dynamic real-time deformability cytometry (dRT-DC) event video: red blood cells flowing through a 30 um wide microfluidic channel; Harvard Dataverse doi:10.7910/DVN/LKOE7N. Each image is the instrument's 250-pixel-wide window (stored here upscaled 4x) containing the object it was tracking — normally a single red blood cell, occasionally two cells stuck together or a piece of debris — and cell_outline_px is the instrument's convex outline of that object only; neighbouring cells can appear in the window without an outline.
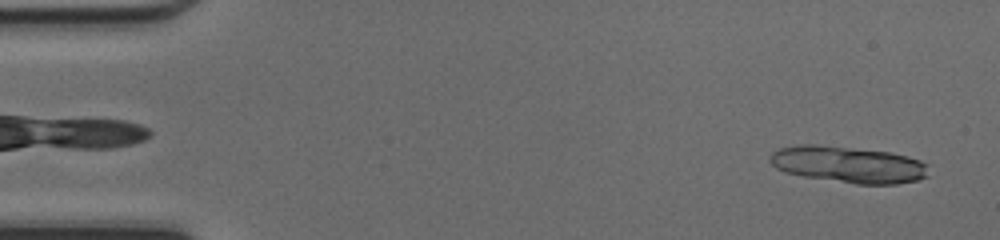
{"species": "common noctule bat (a hibernating species)", "species_latin": "Nyctalus noctula", "temperature_condition": "cold", "stored_images_in_passage": 37, "camera_frame_rate_fps": 3000, "um_per_image_px": 0.085, "animal": {"sex": "female", "body_mass_g": 17.0, "forearm_length_mm": 48.0}, "frame": {"image": 1, "passage_image": 3, "time_ms": 0.667, "image_size_px": [1000, 240], "cell_outline_px": [[928, 176], [916, 180], [896, 184], [856, 184], [804, 176], [784, 172], [776, 168], [768, 160], [768, 156], [772, 152], [780, 148], [800, 144], [816, 144], [888, 152], [908, 156], [920, 160], [928, 164]], "centroid_in_image_um": [72.09, 13.98], "position_along_channel_um": 12.9, "area_um2": 33.81}}
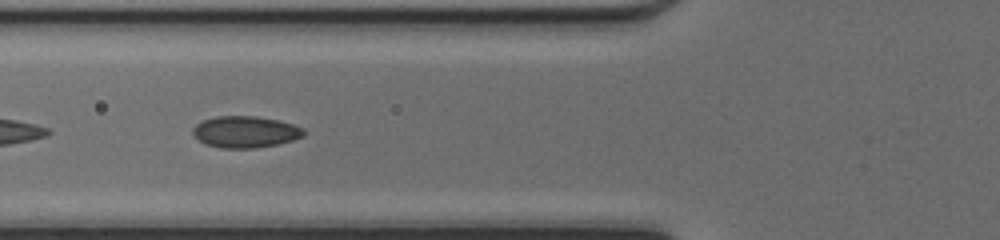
{"frame": {"image": 2, "passage_image": 19, "time_ms": 6.0, "image_size_px": [1000, 240], "cell_outline_px": [[304, 136], [292, 140], [276, 144], [256, 148], [220, 148], [204, 144], [192, 132], [192, 128], [196, 124], [204, 120], [216, 116], [256, 116], [280, 120], [304, 128]], "centroid_in_image_um": [20.85, 11.2], "position_along_channel_um": 104.9, "area_um2": 20.4}}
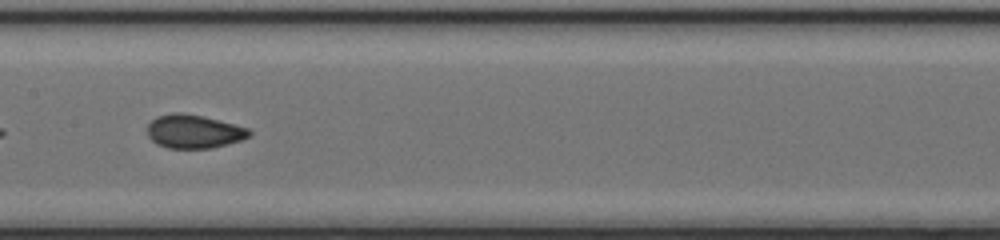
{"frame": {"image": 3, "passage_image": 25, "time_ms": 8.0, "image_size_px": [1000, 240], "cell_outline_px": [[252, 136], [228, 144], [212, 148], [168, 148], [156, 144], [148, 136], [148, 124], [156, 116], [172, 112], [180, 112], [204, 116], [248, 128], [252, 132]], "centroid_in_image_um": [16.47, 11.17], "position_along_channel_um": 190.9, "area_um2": 20.06}}